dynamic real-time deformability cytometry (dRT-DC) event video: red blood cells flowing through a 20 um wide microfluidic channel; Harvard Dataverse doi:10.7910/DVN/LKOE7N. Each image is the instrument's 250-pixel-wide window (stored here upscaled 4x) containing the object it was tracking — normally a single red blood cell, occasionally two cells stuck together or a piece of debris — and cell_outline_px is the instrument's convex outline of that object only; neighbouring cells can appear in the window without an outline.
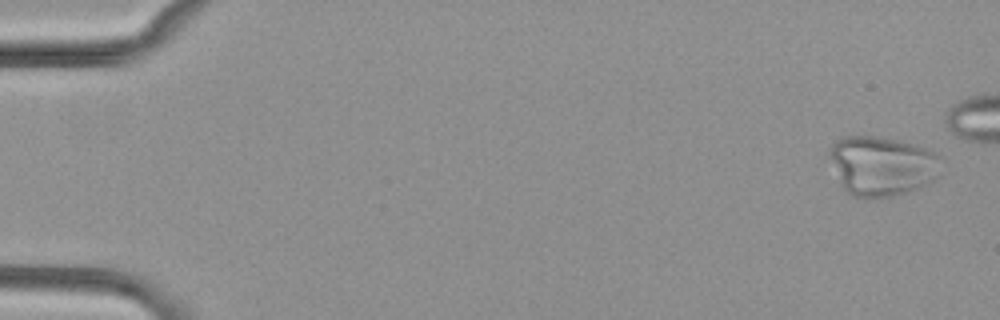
{"species": "common noctule bat (a hibernating species)", "species_latin": "Nyctalus noctula", "temperature_condition": "cold", "stored_images_in_passage": 18, "camera_frame_rate_fps": 3000, "um_per_image_px": 0.085, "animal": {"sex": "female", "body_mass_g": 29.2, "forearm_length_mm": 56.3}, "frame": {"image": 1, "passage_image": 3, "time_ms": 0.667, "image_size_px": [1000, 320], "cell_outline_px": [[940, 156], [936, 176], [932, 180], [916, 188], [892, 196], [864, 200], [852, 196], [844, 188], [828, 152], [832, 144], [836, 140], [844, 136], [876, 136], [900, 140], [924, 148]], "centroid_in_image_um": [74.92, 14.1], "position_along_channel_um": 10.1, "area_um2": 38.21}}